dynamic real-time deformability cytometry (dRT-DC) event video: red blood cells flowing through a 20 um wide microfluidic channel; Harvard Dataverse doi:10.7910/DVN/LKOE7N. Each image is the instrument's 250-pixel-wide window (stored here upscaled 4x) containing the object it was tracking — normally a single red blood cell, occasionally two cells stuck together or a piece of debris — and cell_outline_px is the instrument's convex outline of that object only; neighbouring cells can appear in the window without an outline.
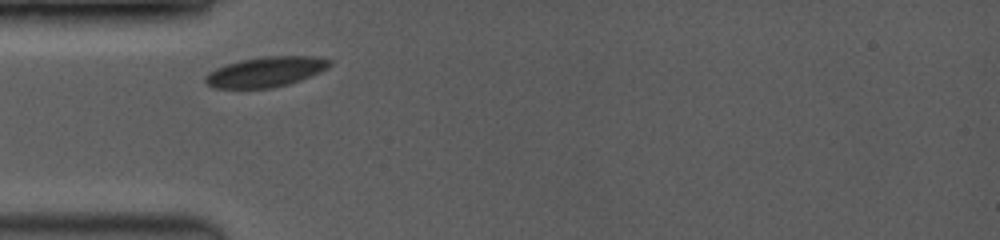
{"species": "common noctule bat (a hibernating species)", "species_latin": "Nyctalus noctula", "temperature_condition": "room temperature", "stored_images_in_passage": 3, "camera_frame_rate_fps": 3500, "um_per_image_px": 0.085, "animal": {"sex": "female", "body_mass_g": 19.0, "forearm_length_mm": 53.3}, "frame": {"image": 1, "passage_image": 1, "time_ms": 0.0, "image_size_px": [1000, 240], "cell_outline_px": [[332, 64], [328, 68], [300, 80], [288, 84], [272, 88], [212, 88], [204, 80], [204, 76], [208, 72], [216, 68], [240, 60], [264, 56], [312, 56], [332, 60]], "centroid_in_image_um": [22.58, 6.1], "position_along_channel_um": 62.4, "area_um2": 21.79}}
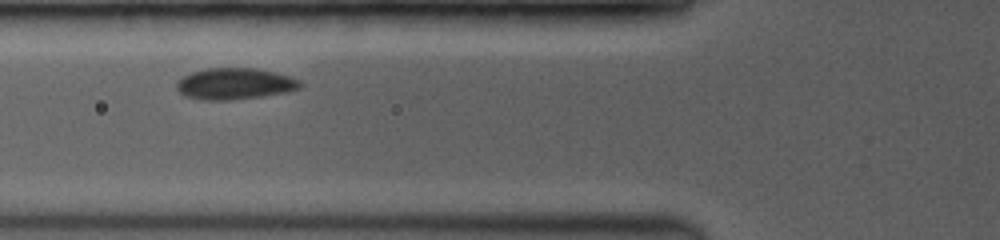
{"frame": {"image": 2, "passage_image": 2, "time_ms": 1.143, "image_size_px": [1000, 240], "cell_outline_px": [[304, 84], [300, 88], [288, 92], [232, 100], [200, 100], [184, 96], [176, 88], [176, 80], [192, 72], [208, 68], [252, 68], [276, 72], [292, 76], [300, 80]], "centroid_in_image_um": [19.97, 7.12], "position_along_channel_um": 105.8, "area_um2": 22.83}}
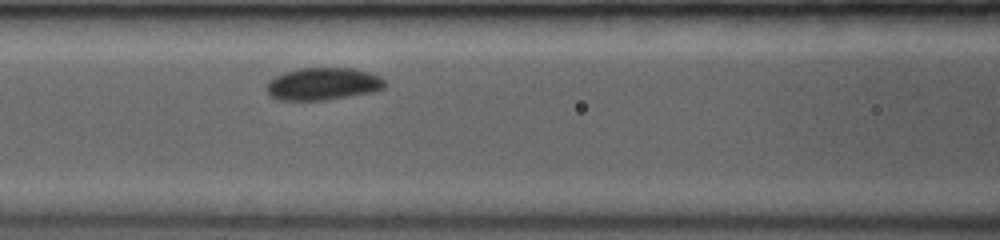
{"frame": {"image": 3, "passage_image": 3, "time_ms": 2.0, "image_size_px": [1000, 240], "cell_outline_px": [[388, 84], [384, 88], [372, 92], [324, 100], [276, 100], [264, 88], [276, 76], [284, 72], [300, 68], [352, 68], [368, 72], [380, 76]], "centroid_in_image_um": [27.47, 7.13], "position_along_channel_um": 139.1, "area_um2": 22.25}}